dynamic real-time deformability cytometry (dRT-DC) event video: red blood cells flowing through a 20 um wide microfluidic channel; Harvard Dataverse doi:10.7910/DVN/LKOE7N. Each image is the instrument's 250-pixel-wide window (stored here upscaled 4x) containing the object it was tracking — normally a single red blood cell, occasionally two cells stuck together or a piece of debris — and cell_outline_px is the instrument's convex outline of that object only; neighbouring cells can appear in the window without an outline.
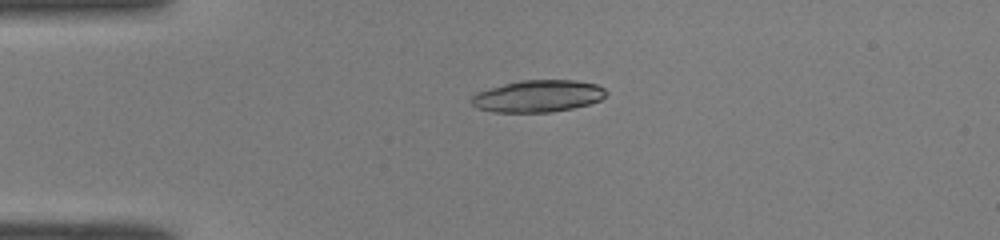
{"species": "common noctule bat (a hibernating species)", "species_latin": "Nyctalus noctula", "temperature_condition": "room temperature", "stored_images_in_passage": 47, "camera_frame_rate_fps": 3000, "um_per_image_px": 0.085, "animal": {"sex": "male", "body_mass_g": 19.0, "forearm_length_mm": 50.8}, "frame": {"image": 1, "passage_image": 13, "time_ms": 4.0, "image_size_px": [1000, 240], "cell_outline_px": [[600, 88], [596, 100], [584, 104], [564, 108], [520, 112], [512, 112], [492, 108], [488, 92], [512, 84], [540, 80], [556, 80], [592, 84]], "centroid_in_image_um": [46.11, 8.13], "position_along_channel_um": 38.9, "area_um2": 19.71}}
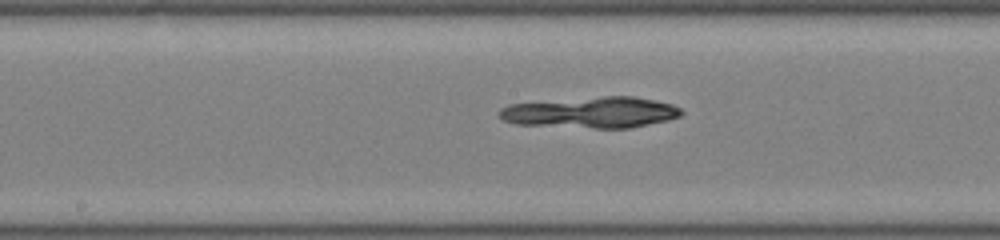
{"frame": {"image": 2, "passage_image": 27, "time_ms": 8.667, "image_size_px": [1000, 240], "cell_outline_px": [[680, 112], [676, 116], [640, 124], [612, 128], [512, 120], [504, 116], [504, 112], [508, 108], [520, 104], [596, 100], [644, 100], [664, 104], [676, 108]], "centroid_in_image_um": [50.39, 9.59], "position_along_channel_um": 197.8, "area_um2": 26.24}}
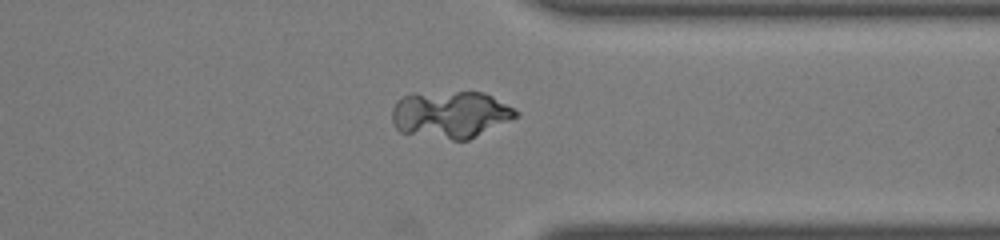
{"frame": {"image": 3, "passage_image": 40, "time_ms": 13.0, "image_size_px": [1000, 240], "cell_outline_px": [[516, 116], [464, 140], [460, 140], [412, 128], [416, 96], [464, 92], [476, 92], [488, 96], [512, 108], [516, 112]], "centroid_in_image_um": [39.02, 9.7], "position_along_channel_um": 372.4, "area_um2": 25.78}}